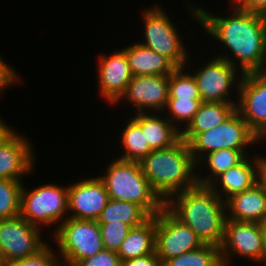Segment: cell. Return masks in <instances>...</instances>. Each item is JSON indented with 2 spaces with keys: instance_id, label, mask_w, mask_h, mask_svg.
Masks as SVG:
<instances>
[{
  "instance_id": "6da1fadb",
  "label": "cell",
  "mask_w": 266,
  "mask_h": 266,
  "mask_svg": "<svg viewBox=\"0 0 266 266\" xmlns=\"http://www.w3.org/2000/svg\"><path fill=\"white\" fill-rule=\"evenodd\" d=\"M193 3L184 4L187 15L202 26L207 36L219 42L218 45L222 47L220 51H224L223 54L213 55L223 58L242 74L265 71L266 16L238 10L231 2L228 8L230 12L225 16L213 14Z\"/></svg>"
},
{
  "instance_id": "7a4b0ae2",
  "label": "cell",
  "mask_w": 266,
  "mask_h": 266,
  "mask_svg": "<svg viewBox=\"0 0 266 266\" xmlns=\"http://www.w3.org/2000/svg\"><path fill=\"white\" fill-rule=\"evenodd\" d=\"M165 207L189 226L203 244L221 246L226 204L208 185L196 184L176 193L165 203Z\"/></svg>"
},
{
  "instance_id": "3957f363",
  "label": "cell",
  "mask_w": 266,
  "mask_h": 266,
  "mask_svg": "<svg viewBox=\"0 0 266 266\" xmlns=\"http://www.w3.org/2000/svg\"><path fill=\"white\" fill-rule=\"evenodd\" d=\"M139 163L152 189L164 203L197 184L196 163L188 143L182 138L171 147L152 150Z\"/></svg>"
},
{
  "instance_id": "277c9868",
  "label": "cell",
  "mask_w": 266,
  "mask_h": 266,
  "mask_svg": "<svg viewBox=\"0 0 266 266\" xmlns=\"http://www.w3.org/2000/svg\"><path fill=\"white\" fill-rule=\"evenodd\" d=\"M104 171L98 177L105 184L109 199L136 203L150 216H155L165 207L143 174L139 162L116 157Z\"/></svg>"
},
{
  "instance_id": "5b68a950",
  "label": "cell",
  "mask_w": 266,
  "mask_h": 266,
  "mask_svg": "<svg viewBox=\"0 0 266 266\" xmlns=\"http://www.w3.org/2000/svg\"><path fill=\"white\" fill-rule=\"evenodd\" d=\"M143 23V38L137 41L142 46L166 56L177 67L191 68L188 47L168 12L158 3L140 12ZM190 57V59H189ZM189 63V64H188Z\"/></svg>"
},
{
  "instance_id": "8992f818",
  "label": "cell",
  "mask_w": 266,
  "mask_h": 266,
  "mask_svg": "<svg viewBox=\"0 0 266 266\" xmlns=\"http://www.w3.org/2000/svg\"><path fill=\"white\" fill-rule=\"evenodd\" d=\"M24 184L20 196L19 215L43 230L52 225L55 228L52 230L53 234L68 218V184L65 186L49 182L29 190Z\"/></svg>"
},
{
  "instance_id": "52a82bcc",
  "label": "cell",
  "mask_w": 266,
  "mask_h": 266,
  "mask_svg": "<svg viewBox=\"0 0 266 266\" xmlns=\"http://www.w3.org/2000/svg\"><path fill=\"white\" fill-rule=\"evenodd\" d=\"M262 141L250 129L236 110L228 119L212 129L196 134L189 142L193 160L197 163L204 155L220 150H254ZM258 143V144H257ZM253 148V149H252Z\"/></svg>"
},
{
  "instance_id": "ba28073f",
  "label": "cell",
  "mask_w": 266,
  "mask_h": 266,
  "mask_svg": "<svg viewBox=\"0 0 266 266\" xmlns=\"http://www.w3.org/2000/svg\"><path fill=\"white\" fill-rule=\"evenodd\" d=\"M58 248L62 266L91 257L104 249L97 220H80L68 217L50 235Z\"/></svg>"
},
{
  "instance_id": "9c48e42d",
  "label": "cell",
  "mask_w": 266,
  "mask_h": 266,
  "mask_svg": "<svg viewBox=\"0 0 266 266\" xmlns=\"http://www.w3.org/2000/svg\"><path fill=\"white\" fill-rule=\"evenodd\" d=\"M208 59L206 63H198L199 68L194 66L197 70L192 68L193 72L190 71L196 80L202 102L237 103L243 74L223 58L213 55Z\"/></svg>"
},
{
  "instance_id": "30bf717a",
  "label": "cell",
  "mask_w": 266,
  "mask_h": 266,
  "mask_svg": "<svg viewBox=\"0 0 266 266\" xmlns=\"http://www.w3.org/2000/svg\"><path fill=\"white\" fill-rule=\"evenodd\" d=\"M220 255L223 266H231L235 262L233 260L237 258L239 260V257L265 266V249L260 223L226 219Z\"/></svg>"
},
{
  "instance_id": "8fae6325",
  "label": "cell",
  "mask_w": 266,
  "mask_h": 266,
  "mask_svg": "<svg viewBox=\"0 0 266 266\" xmlns=\"http://www.w3.org/2000/svg\"><path fill=\"white\" fill-rule=\"evenodd\" d=\"M44 231L30 224L20 215L0 219V253L3 264L32 256L47 243ZM45 239V240H44Z\"/></svg>"
},
{
  "instance_id": "7c38bea8",
  "label": "cell",
  "mask_w": 266,
  "mask_h": 266,
  "mask_svg": "<svg viewBox=\"0 0 266 266\" xmlns=\"http://www.w3.org/2000/svg\"><path fill=\"white\" fill-rule=\"evenodd\" d=\"M202 245L197 234L166 207L156 214L155 252L162 263Z\"/></svg>"
},
{
  "instance_id": "4fadbf2b",
  "label": "cell",
  "mask_w": 266,
  "mask_h": 266,
  "mask_svg": "<svg viewBox=\"0 0 266 266\" xmlns=\"http://www.w3.org/2000/svg\"><path fill=\"white\" fill-rule=\"evenodd\" d=\"M169 75L133 76L113 106L132 105L136 113L163 112L169 98ZM117 104V105H116Z\"/></svg>"
},
{
  "instance_id": "5bb4252c",
  "label": "cell",
  "mask_w": 266,
  "mask_h": 266,
  "mask_svg": "<svg viewBox=\"0 0 266 266\" xmlns=\"http://www.w3.org/2000/svg\"><path fill=\"white\" fill-rule=\"evenodd\" d=\"M236 110L250 129L263 140L266 138V72L243 74Z\"/></svg>"
},
{
  "instance_id": "9a60e30c",
  "label": "cell",
  "mask_w": 266,
  "mask_h": 266,
  "mask_svg": "<svg viewBox=\"0 0 266 266\" xmlns=\"http://www.w3.org/2000/svg\"><path fill=\"white\" fill-rule=\"evenodd\" d=\"M97 59L98 91L101 99L107 102L106 105H113L125 92L128 83L133 75L128 64L125 51L117 50L110 54L102 53Z\"/></svg>"
},
{
  "instance_id": "2e32d148",
  "label": "cell",
  "mask_w": 266,
  "mask_h": 266,
  "mask_svg": "<svg viewBox=\"0 0 266 266\" xmlns=\"http://www.w3.org/2000/svg\"><path fill=\"white\" fill-rule=\"evenodd\" d=\"M109 200L103 181L96 175L68 185V217L97 220Z\"/></svg>"
},
{
  "instance_id": "e0dca14e",
  "label": "cell",
  "mask_w": 266,
  "mask_h": 266,
  "mask_svg": "<svg viewBox=\"0 0 266 266\" xmlns=\"http://www.w3.org/2000/svg\"><path fill=\"white\" fill-rule=\"evenodd\" d=\"M27 136L16 132L0 146V178L22 180L34 173L37 156Z\"/></svg>"
},
{
  "instance_id": "ac0fdd59",
  "label": "cell",
  "mask_w": 266,
  "mask_h": 266,
  "mask_svg": "<svg viewBox=\"0 0 266 266\" xmlns=\"http://www.w3.org/2000/svg\"><path fill=\"white\" fill-rule=\"evenodd\" d=\"M255 151L238 165L218 175L208 185L224 202L232 195L248 190L257 183Z\"/></svg>"
},
{
  "instance_id": "d6986e66",
  "label": "cell",
  "mask_w": 266,
  "mask_h": 266,
  "mask_svg": "<svg viewBox=\"0 0 266 266\" xmlns=\"http://www.w3.org/2000/svg\"><path fill=\"white\" fill-rule=\"evenodd\" d=\"M225 204L226 219L261 223L266 217V193L257 183L248 190L232 195Z\"/></svg>"
},
{
  "instance_id": "ffe728a7",
  "label": "cell",
  "mask_w": 266,
  "mask_h": 266,
  "mask_svg": "<svg viewBox=\"0 0 266 266\" xmlns=\"http://www.w3.org/2000/svg\"><path fill=\"white\" fill-rule=\"evenodd\" d=\"M130 117L145 131L151 150L171 147L181 139V131L162 112L136 113Z\"/></svg>"
},
{
  "instance_id": "44dd1931",
  "label": "cell",
  "mask_w": 266,
  "mask_h": 266,
  "mask_svg": "<svg viewBox=\"0 0 266 266\" xmlns=\"http://www.w3.org/2000/svg\"><path fill=\"white\" fill-rule=\"evenodd\" d=\"M122 49L126 53L133 76L170 75L177 68L166 56L148 49L138 42L128 44Z\"/></svg>"
},
{
  "instance_id": "7402d4cb",
  "label": "cell",
  "mask_w": 266,
  "mask_h": 266,
  "mask_svg": "<svg viewBox=\"0 0 266 266\" xmlns=\"http://www.w3.org/2000/svg\"><path fill=\"white\" fill-rule=\"evenodd\" d=\"M237 103L202 102L192 121L181 132V138L187 143L198 133L220 125L236 111Z\"/></svg>"
},
{
  "instance_id": "603a6c76",
  "label": "cell",
  "mask_w": 266,
  "mask_h": 266,
  "mask_svg": "<svg viewBox=\"0 0 266 266\" xmlns=\"http://www.w3.org/2000/svg\"><path fill=\"white\" fill-rule=\"evenodd\" d=\"M249 152L253 154L250 150L220 149L204 155L196 163L197 184L209 185L218 175L238 165L251 155ZM199 167L204 168L205 171L203 172Z\"/></svg>"
},
{
  "instance_id": "cb8c5ba5",
  "label": "cell",
  "mask_w": 266,
  "mask_h": 266,
  "mask_svg": "<svg viewBox=\"0 0 266 266\" xmlns=\"http://www.w3.org/2000/svg\"><path fill=\"white\" fill-rule=\"evenodd\" d=\"M155 231L156 215L142 225L132 227L117 252L121 261L154 253Z\"/></svg>"
},
{
  "instance_id": "d4e9b609",
  "label": "cell",
  "mask_w": 266,
  "mask_h": 266,
  "mask_svg": "<svg viewBox=\"0 0 266 266\" xmlns=\"http://www.w3.org/2000/svg\"><path fill=\"white\" fill-rule=\"evenodd\" d=\"M126 125H123L118 138H120V146L122 149L121 155L118 154L119 159L127 161L140 162L152 150L150 145L146 144L145 131L128 115ZM122 144V145H121ZM123 147V148H122Z\"/></svg>"
},
{
  "instance_id": "484cf974",
  "label": "cell",
  "mask_w": 266,
  "mask_h": 266,
  "mask_svg": "<svg viewBox=\"0 0 266 266\" xmlns=\"http://www.w3.org/2000/svg\"><path fill=\"white\" fill-rule=\"evenodd\" d=\"M151 216L138 204L128 201L109 199L102 210L98 223L121 221L132 227L142 225Z\"/></svg>"
},
{
  "instance_id": "4316f807",
  "label": "cell",
  "mask_w": 266,
  "mask_h": 266,
  "mask_svg": "<svg viewBox=\"0 0 266 266\" xmlns=\"http://www.w3.org/2000/svg\"><path fill=\"white\" fill-rule=\"evenodd\" d=\"M162 266H223L220 247L203 244L177 257L168 259Z\"/></svg>"
},
{
  "instance_id": "83f0119b",
  "label": "cell",
  "mask_w": 266,
  "mask_h": 266,
  "mask_svg": "<svg viewBox=\"0 0 266 266\" xmlns=\"http://www.w3.org/2000/svg\"><path fill=\"white\" fill-rule=\"evenodd\" d=\"M201 103L202 100L168 98L162 113L182 132L192 121Z\"/></svg>"
},
{
  "instance_id": "f1b7e54d",
  "label": "cell",
  "mask_w": 266,
  "mask_h": 266,
  "mask_svg": "<svg viewBox=\"0 0 266 266\" xmlns=\"http://www.w3.org/2000/svg\"><path fill=\"white\" fill-rule=\"evenodd\" d=\"M190 70L177 67L169 75V98L201 100L196 80Z\"/></svg>"
},
{
  "instance_id": "f546056e",
  "label": "cell",
  "mask_w": 266,
  "mask_h": 266,
  "mask_svg": "<svg viewBox=\"0 0 266 266\" xmlns=\"http://www.w3.org/2000/svg\"><path fill=\"white\" fill-rule=\"evenodd\" d=\"M24 181L0 178V219L19 215L20 196Z\"/></svg>"
},
{
  "instance_id": "4dcf8cb0",
  "label": "cell",
  "mask_w": 266,
  "mask_h": 266,
  "mask_svg": "<svg viewBox=\"0 0 266 266\" xmlns=\"http://www.w3.org/2000/svg\"><path fill=\"white\" fill-rule=\"evenodd\" d=\"M98 224L101 231L104 249L118 252L122 242L132 229V226L121 221Z\"/></svg>"
},
{
  "instance_id": "1f68e13d",
  "label": "cell",
  "mask_w": 266,
  "mask_h": 266,
  "mask_svg": "<svg viewBox=\"0 0 266 266\" xmlns=\"http://www.w3.org/2000/svg\"><path fill=\"white\" fill-rule=\"evenodd\" d=\"M57 248L52 247V242L46 244L36 254L16 260L10 263L3 264V266H62Z\"/></svg>"
},
{
  "instance_id": "d6a6232c",
  "label": "cell",
  "mask_w": 266,
  "mask_h": 266,
  "mask_svg": "<svg viewBox=\"0 0 266 266\" xmlns=\"http://www.w3.org/2000/svg\"><path fill=\"white\" fill-rule=\"evenodd\" d=\"M70 266H122L117 252L103 249L86 259L73 262Z\"/></svg>"
},
{
  "instance_id": "836d02e7",
  "label": "cell",
  "mask_w": 266,
  "mask_h": 266,
  "mask_svg": "<svg viewBox=\"0 0 266 266\" xmlns=\"http://www.w3.org/2000/svg\"><path fill=\"white\" fill-rule=\"evenodd\" d=\"M2 56L0 54V96L1 94H5V90H8L9 87L11 88L16 83L19 84L22 82V76L10 66L11 64L7 63L5 59L3 60L1 58Z\"/></svg>"
},
{
  "instance_id": "e575fe53",
  "label": "cell",
  "mask_w": 266,
  "mask_h": 266,
  "mask_svg": "<svg viewBox=\"0 0 266 266\" xmlns=\"http://www.w3.org/2000/svg\"><path fill=\"white\" fill-rule=\"evenodd\" d=\"M238 10L266 16V0H233Z\"/></svg>"
},
{
  "instance_id": "d590c367",
  "label": "cell",
  "mask_w": 266,
  "mask_h": 266,
  "mask_svg": "<svg viewBox=\"0 0 266 266\" xmlns=\"http://www.w3.org/2000/svg\"><path fill=\"white\" fill-rule=\"evenodd\" d=\"M122 266H162V262L154 252L146 256L127 259L122 262Z\"/></svg>"
},
{
  "instance_id": "8d00e7d4",
  "label": "cell",
  "mask_w": 266,
  "mask_h": 266,
  "mask_svg": "<svg viewBox=\"0 0 266 266\" xmlns=\"http://www.w3.org/2000/svg\"><path fill=\"white\" fill-rule=\"evenodd\" d=\"M257 162V184L266 193V156L263 154L256 153Z\"/></svg>"
},
{
  "instance_id": "74e56055",
  "label": "cell",
  "mask_w": 266,
  "mask_h": 266,
  "mask_svg": "<svg viewBox=\"0 0 266 266\" xmlns=\"http://www.w3.org/2000/svg\"><path fill=\"white\" fill-rule=\"evenodd\" d=\"M13 128L14 127H11L10 124L3 121V119L0 117V146L17 132V130Z\"/></svg>"
},
{
  "instance_id": "f35d334b",
  "label": "cell",
  "mask_w": 266,
  "mask_h": 266,
  "mask_svg": "<svg viewBox=\"0 0 266 266\" xmlns=\"http://www.w3.org/2000/svg\"><path fill=\"white\" fill-rule=\"evenodd\" d=\"M260 225H261L262 234H263V246L265 249V266H266V217L263 219Z\"/></svg>"
},
{
  "instance_id": "ab89813d",
  "label": "cell",
  "mask_w": 266,
  "mask_h": 266,
  "mask_svg": "<svg viewBox=\"0 0 266 266\" xmlns=\"http://www.w3.org/2000/svg\"><path fill=\"white\" fill-rule=\"evenodd\" d=\"M0 266H3V260H2L1 253H0Z\"/></svg>"
}]
</instances>
